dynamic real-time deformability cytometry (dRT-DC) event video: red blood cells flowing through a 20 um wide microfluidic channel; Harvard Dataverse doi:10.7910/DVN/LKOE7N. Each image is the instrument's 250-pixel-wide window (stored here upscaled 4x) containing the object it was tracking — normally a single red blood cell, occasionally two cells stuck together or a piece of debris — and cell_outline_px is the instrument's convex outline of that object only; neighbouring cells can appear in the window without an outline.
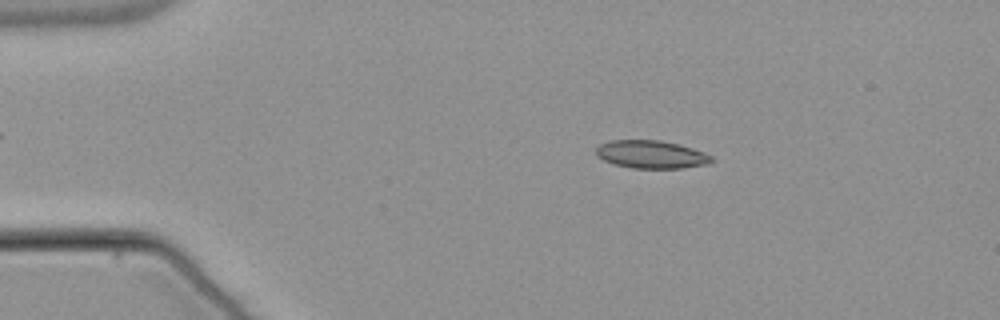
{"species": "common noctule bat (a hibernating species)", "species_latin": "Nyctalus noctula", "temperature_condition": "warm", "stored_images_in_passage": 54, "camera_frame_rate_fps": 3000, "um_per_image_px": 0.085, "animal": {"sex": "male", "body_mass_g": 21.5, "forearm_length_mm": 52.0}, "frame": {"image": 1, "passage_image": 10, "time_ms": 3.0, "image_size_px": [1000, 320], "cell_outline_px": [[712, 160], [708, 164], [680, 168], [632, 168], [616, 164], [604, 160], [596, 156], [596, 148], [600, 144], [608, 140], [660, 140], [680, 144], [704, 152], [712, 156]], "centroid_in_image_um": [55.34, 13.11], "position_along_channel_um": 29.7, "area_um2": 18.79}}
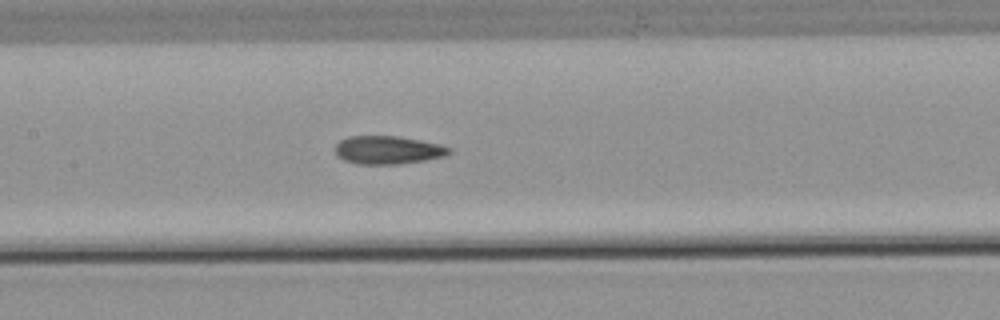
{"frame": {"image": 2, "passage_image": 26, "time_ms": 8.333, "image_size_px": [1000, 320], "cell_outline_px": [[452, 152], [444, 156], [424, 160], [400, 164], [360, 164], [344, 160], [336, 156], [336, 144], [340, 140], [348, 136], [400, 136], [440, 144], [452, 148]], "centroid_in_image_um": [32.98, 12.74], "position_along_channel_um": 174.4, "area_um2": 18.79}}
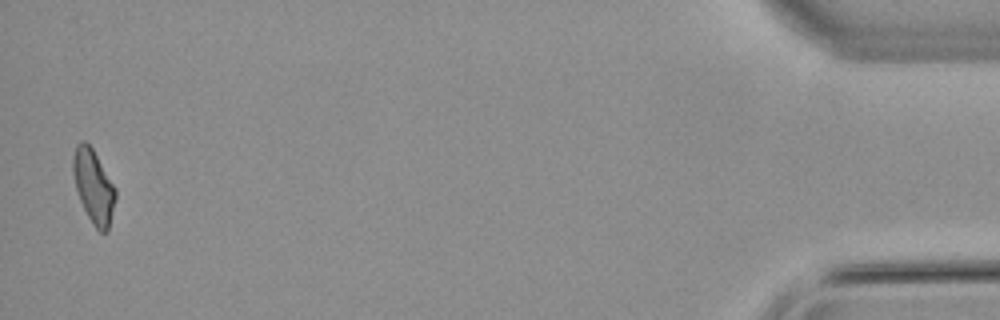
{"frame": {"image": 3, "passage_image": 53, "time_ms": 17.333, "image_size_px": [1000, 320], "cell_outline_px": [[116, 196], [108, 232], [100, 232], [92, 224], [80, 200], [76, 188], [72, 172], [72, 160], [76, 144], [80, 140], [84, 140], [92, 148], [116, 188]], "centroid_in_image_um": [7.94, 15.83], "position_along_channel_um": 427.3, "area_um2": 18.15}, "authors_computed_cell_mechanics": {"area_um2": 18.6116, "velocity_mm_per_s": 3.8206, "shape_relaxation_time_tau1_ms": null, "shape_relaxation_time_tau2_ms": 2.1815, "deformation_change_tau1": null, "deformation_change_tau2": 0.0818}}